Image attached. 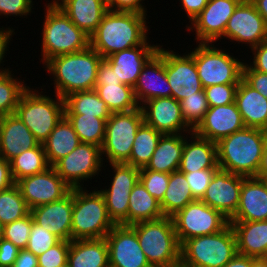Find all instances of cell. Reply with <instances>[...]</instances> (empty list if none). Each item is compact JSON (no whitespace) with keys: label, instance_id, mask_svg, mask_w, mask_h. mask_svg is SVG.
<instances>
[{"label":"cell","instance_id":"10","mask_svg":"<svg viewBox=\"0 0 267 267\" xmlns=\"http://www.w3.org/2000/svg\"><path fill=\"white\" fill-rule=\"evenodd\" d=\"M143 122L141 107L130 112L111 113L101 147L107 163H126L130 159L136 132Z\"/></svg>","mask_w":267,"mask_h":267},{"label":"cell","instance_id":"54","mask_svg":"<svg viewBox=\"0 0 267 267\" xmlns=\"http://www.w3.org/2000/svg\"><path fill=\"white\" fill-rule=\"evenodd\" d=\"M253 62L249 65L258 72L267 73V40L251 49Z\"/></svg>","mask_w":267,"mask_h":267},{"label":"cell","instance_id":"50","mask_svg":"<svg viewBox=\"0 0 267 267\" xmlns=\"http://www.w3.org/2000/svg\"><path fill=\"white\" fill-rule=\"evenodd\" d=\"M242 79L253 89L267 98V73L254 70L246 62L242 68Z\"/></svg>","mask_w":267,"mask_h":267},{"label":"cell","instance_id":"65","mask_svg":"<svg viewBox=\"0 0 267 267\" xmlns=\"http://www.w3.org/2000/svg\"><path fill=\"white\" fill-rule=\"evenodd\" d=\"M59 267H70L68 263H66L65 265L59 266Z\"/></svg>","mask_w":267,"mask_h":267},{"label":"cell","instance_id":"12","mask_svg":"<svg viewBox=\"0 0 267 267\" xmlns=\"http://www.w3.org/2000/svg\"><path fill=\"white\" fill-rule=\"evenodd\" d=\"M113 178L110 187L99 190L104 197L109 218L115 225H128L129 195L139 181L140 169L126 163H110Z\"/></svg>","mask_w":267,"mask_h":267},{"label":"cell","instance_id":"26","mask_svg":"<svg viewBox=\"0 0 267 267\" xmlns=\"http://www.w3.org/2000/svg\"><path fill=\"white\" fill-rule=\"evenodd\" d=\"M39 142L16 114L0 117V156L10 161Z\"/></svg>","mask_w":267,"mask_h":267},{"label":"cell","instance_id":"22","mask_svg":"<svg viewBox=\"0 0 267 267\" xmlns=\"http://www.w3.org/2000/svg\"><path fill=\"white\" fill-rule=\"evenodd\" d=\"M245 128L235 102L228 105L209 107L204 119L193 132L214 143Z\"/></svg>","mask_w":267,"mask_h":267},{"label":"cell","instance_id":"31","mask_svg":"<svg viewBox=\"0 0 267 267\" xmlns=\"http://www.w3.org/2000/svg\"><path fill=\"white\" fill-rule=\"evenodd\" d=\"M67 263L70 267H109L105 237L70 241Z\"/></svg>","mask_w":267,"mask_h":267},{"label":"cell","instance_id":"64","mask_svg":"<svg viewBox=\"0 0 267 267\" xmlns=\"http://www.w3.org/2000/svg\"><path fill=\"white\" fill-rule=\"evenodd\" d=\"M3 229H4V225L0 221V239L3 237Z\"/></svg>","mask_w":267,"mask_h":267},{"label":"cell","instance_id":"5","mask_svg":"<svg viewBox=\"0 0 267 267\" xmlns=\"http://www.w3.org/2000/svg\"><path fill=\"white\" fill-rule=\"evenodd\" d=\"M131 227L136 231L138 242L152 267L180 266V244L172 217L139 222Z\"/></svg>","mask_w":267,"mask_h":267},{"label":"cell","instance_id":"42","mask_svg":"<svg viewBox=\"0 0 267 267\" xmlns=\"http://www.w3.org/2000/svg\"><path fill=\"white\" fill-rule=\"evenodd\" d=\"M13 76L10 70L0 74V117L15 114L20 96L29 87Z\"/></svg>","mask_w":267,"mask_h":267},{"label":"cell","instance_id":"43","mask_svg":"<svg viewBox=\"0 0 267 267\" xmlns=\"http://www.w3.org/2000/svg\"><path fill=\"white\" fill-rule=\"evenodd\" d=\"M182 115L190 129L194 130L204 119L209 109L205 92L202 89L196 95L188 96L180 101Z\"/></svg>","mask_w":267,"mask_h":267},{"label":"cell","instance_id":"36","mask_svg":"<svg viewBox=\"0 0 267 267\" xmlns=\"http://www.w3.org/2000/svg\"><path fill=\"white\" fill-rule=\"evenodd\" d=\"M196 200L190 190L185 174L179 170L170 173L165 195L160 202L164 216H173L178 210Z\"/></svg>","mask_w":267,"mask_h":267},{"label":"cell","instance_id":"25","mask_svg":"<svg viewBox=\"0 0 267 267\" xmlns=\"http://www.w3.org/2000/svg\"><path fill=\"white\" fill-rule=\"evenodd\" d=\"M267 220V183L257 177H245L240 190L239 205L229 221Z\"/></svg>","mask_w":267,"mask_h":267},{"label":"cell","instance_id":"30","mask_svg":"<svg viewBox=\"0 0 267 267\" xmlns=\"http://www.w3.org/2000/svg\"><path fill=\"white\" fill-rule=\"evenodd\" d=\"M235 103L245 127L267 130V98L243 79L237 86Z\"/></svg>","mask_w":267,"mask_h":267},{"label":"cell","instance_id":"57","mask_svg":"<svg viewBox=\"0 0 267 267\" xmlns=\"http://www.w3.org/2000/svg\"><path fill=\"white\" fill-rule=\"evenodd\" d=\"M15 184L10 162L0 156V191H4Z\"/></svg>","mask_w":267,"mask_h":267},{"label":"cell","instance_id":"33","mask_svg":"<svg viewBox=\"0 0 267 267\" xmlns=\"http://www.w3.org/2000/svg\"><path fill=\"white\" fill-rule=\"evenodd\" d=\"M81 143L69 120L63 116L49 137L42 143L48 164L53 166Z\"/></svg>","mask_w":267,"mask_h":267},{"label":"cell","instance_id":"7","mask_svg":"<svg viewBox=\"0 0 267 267\" xmlns=\"http://www.w3.org/2000/svg\"><path fill=\"white\" fill-rule=\"evenodd\" d=\"M88 192L83 187L73 188L71 241L104 238L115 226L100 191Z\"/></svg>","mask_w":267,"mask_h":267},{"label":"cell","instance_id":"29","mask_svg":"<svg viewBox=\"0 0 267 267\" xmlns=\"http://www.w3.org/2000/svg\"><path fill=\"white\" fill-rule=\"evenodd\" d=\"M229 222L235 233L237 254L267 257V220Z\"/></svg>","mask_w":267,"mask_h":267},{"label":"cell","instance_id":"16","mask_svg":"<svg viewBox=\"0 0 267 267\" xmlns=\"http://www.w3.org/2000/svg\"><path fill=\"white\" fill-rule=\"evenodd\" d=\"M109 267H152L138 242L136 231L128 225H115L105 237Z\"/></svg>","mask_w":267,"mask_h":267},{"label":"cell","instance_id":"14","mask_svg":"<svg viewBox=\"0 0 267 267\" xmlns=\"http://www.w3.org/2000/svg\"><path fill=\"white\" fill-rule=\"evenodd\" d=\"M15 184L30 210L39 205L61 200L72 190L53 166L43 172L24 177Z\"/></svg>","mask_w":267,"mask_h":267},{"label":"cell","instance_id":"63","mask_svg":"<svg viewBox=\"0 0 267 267\" xmlns=\"http://www.w3.org/2000/svg\"><path fill=\"white\" fill-rule=\"evenodd\" d=\"M251 267H267V257H251Z\"/></svg>","mask_w":267,"mask_h":267},{"label":"cell","instance_id":"53","mask_svg":"<svg viewBox=\"0 0 267 267\" xmlns=\"http://www.w3.org/2000/svg\"><path fill=\"white\" fill-rule=\"evenodd\" d=\"M19 248L12 242L1 238L0 239V267H12L15 262Z\"/></svg>","mask_w":267,"mask_h":267},{"label":"cell","instance_id":"24","mask_svg":"<svg viewBox=\"0 0 267 267\" xmlns=\"http://www.w3.org/2000/svg\"><path fill=\"white\" fill-rule=\"evenodd\" d=\"M158 48V45H151L146 40L140 46L113 53L104 60L112 67L122 84L134 87L143 66Z\"/></svg>","mask_w":267,"mask_h":267},{"label":"cell","instance_id":"32","mask_svg":"<svg viewBox=\"0 0 267 267\" xmlns=\"http://www.w3.org/2000/svg\"><path fill=\"white\" fill-rule=\"evenodd\" d=\"M183 147L184 134L162 135L150 162L140 170H152L169 174L178 171Z\"/></svg>","mask_w":267,"mask_h":267},{"label":"cell","instance_id":"62","mask_svg":"<svg viewBox=\"0 0 267 267\" xmlns=\"http://www.w3.org/2000/svg\"><path fill=\"white\" fill-rule=\"evenodd\" d=\"M267 24V0H250Z\"/></svg>","mask_w":267,"mask_h":267},{"label":"cell","instance_id":"44","mask_svg":"<svg viewBox=\"0 0 267 267\" xmlns=\"http://www.w3.org/2000/svg\"><path fill=\"white\" fill-rule=\"evenodd\" d=\"M33 221V217L29 213L19 220L4 225L2 238L12 242L19 249H25L28 244Z\"/></svg>","mask_w":267,"mask_h":267},{"label":"cell","instance_id":"4","mask_svg":"<svg viewBox=\"0 0 267 267\" xmlns=\"http://www.w3.org/2000/svg\"><path fill=\"white\" fill-rule=\"evenodd\" d=\"M42 29V61L87 49L90 37L79 29L52 0L45 8Z\"/></svg>","mask_w":267,"mask_h":267},{"label":"cell","instance_id":"51","mask_svg":"<svg viewBox=\"0 0 267 267\" xmlns=\"http://www.w3.org/2000/svg\"><path fill=\"white\" fill-rule=\"evenodd\" d=\"M32 0H0V15L27 16L32 11Z\"/></svg>","mask_w":267,"mask_h":267},{"label":"cell","instance_id":"6","mask_svg":"<svg viewBox=\"0 0 267 267\" xmlns=\"http://www.w3.org/2000/svg\"><path fill=\"white\" fill-rule=\"evenodd\" d=\"M236 254V237L229 224L220 232L185 240L180 246V266L223 267Z\"/></svg>","mask_w":267,"mask_h":267},{"label":"cell","instance_id":"56","mask_svg":"<svg viewBox=\"0 0 267 267\" xmlns=\"http://www.w3.org/2000/svg\"><path fill=\"white\" fill-rule=\"evenodd\" d=\"M181 6L185 10L189 22H192L194 18H196L201 11L205 8L208 3V0H180Z\"/></svg>","mask_w":267,"mask_h":267},{"label":"cell","instance_id":"2","mask_svg":"<svg viewBox=\"0 0 267 267\" xmlns=\"http://www.w3.org/2000/svg\"><path fill=\"white\" fill-rule=\"evenodd\" d=\"M103 57L91 46L79 52L59 55L44 65L54 76L55 94L64 98L77 91L95 89L97 70Z\"/></svg>","mask_w":267,"mask_h":267},{"label":"cell","instance_id":"3","mask_svg":"<svg viewBox=\"0 0 267 267\" xmlns=\"http://www.w3.org/2000/svg\"><path fill=\"white\" fill-rule=\"evenodd\" d=\"M267 142L266 130L245 127L217 142L220 169L244 177H256Z\"/></svg>","mask_w":267,"mask_h":267},{"label":"cell","instance_id":"13","mask_svg":"<svg viewBox=\"0 0 267 267\" xmlns=\"http://www.w3.org/2000/svg\"><path fill=\"white\" fill-rule=\"evenodd\" d=\"M102 157V158H101ZM101 147L80 143L70 154L57 161L53 167L71 187L80 188L82 181L98 176L103 163Z\"/></svg>","mask_w":267,"mask_h":267},{"label":"cell","instance_id":"48","mask_svg":"<svg viewBox=\"0 0 267 267\" xmlns=\"http://www.w3.org/2000/svg\"><path fill=\"white\" fill-rule=\"evenodd\" d=\"M70 241L60 240L38 258V267H59L68 260Z\"/></svg>","mask_w":267,"mask_h":267},{"label":"cell","instance_id":"58","mask_svg":"<svg viewBox=\"0 0 267 267\" xmlns=\"http://www.w3.org/2000/svg\"><path fill=\"white\" fill-rule=\"evenodd\" d=\"M12 267H38V258L26 249H20Z\"/></svg>","mask_w":267,"mask_h":267},{"label":"cell","instance_id":"49","mask_svg":"<svg viewBox=\"0 0 267 267\" xmlns=\"http://www.w3.org/2000/svg\"><path fill=\"white\" fill-rule=\"evenodd\" d=\"M217 170L218 169H203L200 171L197 170L190 173H184L191 193L195 199H202Z\"/></svg>","mask_w":267,"mask_h":267},{"label":"cell","instance_id":"60","mask_svg":"<svg viewBox=\"0 0 267 267\" xmlns=\"http://www.w3.org/2000/svg\"><path fill=\"white\" fill-rule=\"evenodd\" d=\"M223 267H251V257L236 254Z\"/></svg>","mask_w":267,"mask_h":267},{"label":"cell","instance_id":"40","mask_svg":"<svg viewBox=\"0 0 267 267\" xmlns=\"http://www.w3.org/2000/svg\"><path fill=\"white\" fill-rule=\"evenodd\" d=\"M69 120L81 143L102 147L105 139L106 121L109 118H97L84 114H64Z\"/></svg>","mask_w":267,"mask_h":267},{"label":"cell","instance_id":"15","mask_svg":"<svg viewBox=\"0 0 267 267\" xmlns=\"http://www.w3.org/2000/svg\"><path fill=\"white\" fill-rule=\"evenodd\" d=\"M223 38L231 39L249 48L267 40V24L250 0H242L229 18Z\"/></svg>","mask_w":267,"mask_h":267},{"label":"cell","instance_id":"20","mask_svg":"<svg viewBox=\"0 0 267 267\" xmlns=\"http://www.w3.org/2000/svg\"><path fill=\"white\" fill-rule=\"evenodd\" d=\"M244 178L219 168L201 200L230 220L237 211Z\"/></svg>","mask_w":267,"mask_h":267},{"label":"cell","instance_id":"8","mask_svg":"<svg viewBox=\"0 0 267 267\" xmlns=\"http://www.w3.org/2000/svg\"><path fill=\"white\" fill-rule=\"evenodd\" d=\"M32 89L28 87L22 93L15 114L42 144L64 116V99L57 94L53 99Z\"/></svg>","mask_w":267,"mask_h":267},{"label":"cell","instance_id":"28","mask_svg":"<svg viewBox=\"0 0 267 267\" xmlns=\"http://www.w3.org/2000/svg\"><path fill=\"white\" fill-rule=\"evenodd\" d=\"M69 19L89 37L108 11L107 0H53Z\"/></svg>","mask_w":267,"mask_h":267},{"label":"cell","instance_id":"37","mask_svg":"<svg viewBox=\"0 0 267 267\" xmlns=\"http://www.w3.org/2000/svg\"><path fill=\"white\" fill-rule=\"evenodd\" d=\"M162 135L153 127L143 122L136 132L130 159L126 164L139 169L146 167Z\"/></svg>","mask_w":267,"mask_h":267},{"label":"cell","instance_id":"52","mask_svg":"<svg viewBox=\"0 0 267 267\" xmlns=\"http://www.w3.org/2000/svg\"><path fill=\"white\" fill-rule=\"evenodd\" d=\"M144 0H107V8L110 11L137 12L146 14L147 9L142 5Z\"/></svg>","mask_w":267,"mask_h":267},{"label":"cell","instance_id":"39","mask_svg":"<svg viewBox=\"0 0 267 267\" xmlns=\"http://www.w3.org/2000/svg\"><path fill=\"white\" fill-rule=\"evenodd\" d=\"M9 162L15 183L24 177L43 172L50 167L41 143L30 150H23Z\"/></svg>","mask_w":267,"mask_h":267},{"label":"cell","instance_id":"35","mask_svg":"<svg viewBox=\"0 0 267 267\" xmlns=\"http://www.w3.org/2000/svg\"><path fill=\"white\" fill-rule=\"evenodd\" d=\"M64 99V114L109 118L111 111L95 90L70 93Z\"/></svg>","mask_w":267,"mask_h":267},{"label":"cell","instance_id":"1","mask_svg":"<svg viewBox=\"0 0 267 267\" xmlns=\"http://www.w3.org/2000/svg\"><path fill=\"white\" fill-rule=\"evenodd\" d=\"M146 16L108 10L90 36V46L105 59L113 53L142 45L148 40Z\"/></svg>","mask_w":267,"mask_h":267},{"label":"cell","instance_id":"41","mask_svg":"<svg viewBox=\"0 0 267 267\" xmlns=\"http://www.w3.org/2000/svg\"><path fill=\"white\" fill-rule=\"evenodd\" d=\"M30 213L16 184L0 191V221L3 225L19 220Z\"/></svg>","mask_w":267,"mask_h":267},{"label":"cell","instance_id":"47","mask_svg":"<svg viewBox=\"0 0 267 267\" xmlns=\"http://www.w3.org/2000/svg\"><path fill=\"white\" fill-rule=\"evenodd\" d=\"M237 86L238 84H218L203 88L209 107L235 102Z\"/></svg>","mask_w":267,"mask_h":267},{"label":"cell","instance_id":"34","mask_svg":"<svg viewBox=\"0 0 267 267\" xmlns=\"http://www.w3.org/2000/svg\"><path fill=\"white\" fill-rule=\"evenodd\" d=\"M164 217L160 202L154 198L139 180L129 195L128 226Z\"/></svg>","mask_w":267,"mask_h":267},{"label":"cell","instance_id":"9","mask_svg":"<svg viewBox=\"0 0 267 267\" xmlns=\"http://www.w3.org/2000/svg\"><path fill=\"white\" fill-rule=\"evenodd\" d=\"M198 44L189 54L194 58L203 88L218 84H239L244 62L214 47L212 43Z\"/></svg>","mask_w":267,"mask_h":267},{"label":"cell","instance_id":"61","mask_svg":"<svg viewBox=\"0 0 267 267\" xmlns=\"http://www.w3.org/2000/svg\"><path fill=\"white\" fill-rule=\"evenodd\" d=\"M256 177L261 179H265L267 177V142L264 147L263 155L261 157V162Z\"/></svg>","mask_w":267,"mask_h":267},{"label":"cell","instance_id":"19","mask_svg":"<svg viewBox=\"0 0 267 267\" xmlns=\"http://www.w3.org/2000/svg\"><path fill=\"white\" fill-rule=\"evenodd\" d=\"M140 107L144 122L163 135L182 134L184 131L189 134L193 132L184 120L180 101L173 97L149 99Z\"/></svg>","mask_w":267,"mask_h":267},{"label":"cell","instance_id":"23","mask_svg":"<svg viewBox=\"0 0 267 267\" xmlns=\"http://www.w3.org/2000/svg\"><path fill=\"white\" fill-rule=\"evenodd\" d=\"M30 213L36 224L60 240L71 241L73 188L63 199L34 207Z\"/></svg>","mask_w":267,"mask_h":267},{"label":"cell","instance_id":"11","mask_svg":"<svg viewBox=\"0 0 267 267\" xmlns=\"http://www.w3.org/2000/svg\"><path fill=\"white\" fill-rule=\"evenodd\" d=\"M171 217L180 245L187 239L220 232L230 224L222 213L198 199Z\"/></svg>","mask_w":267,"mask_h":267},{"label":"cell","instance_id":"45","mask_svg":"<svg viewBox=\"0 0 267 267\" xmlns=\"http://www.w3.org/2000/svg\"><path fill=\"white\" fill-rule=\"evenodd\" d=\"M59 241L60 239L57 236L33 221L28 244L25 249L38 257L57 244Z\"/></svg>","mask_w":267,"mask_h":267},{"label":"cell","instance_id":"21","mask_svg":"<svg viewBox=\"0 0 267 267\" xmlns=\"http://www.w3.org/2000/svg\"><path fill=\"white\" fill-rule=\"evenodd\" d=\"M133 89L139 106L149 99L171 97L165 72V48L159 45L158 51L143 66Z\"/></svg>","mask_w":267,"mask_h":267},{"label":"cell","instance_id":"46","mask_svg":"<svg viewBox=\"0 0 267 267\" xmlns=\"http://www.w3.org/2000/svg\"><path fill=\"white\" fill-rule=\"evenodd\" d=\"M169 173L140 170L139 180L146 190L159 202L162 201L169 182Z\"/></svg>","mask_w":267,"mask_h":267},{"label":"cell","instance_id":"59","mask_svg":"<svg viewBox=\"0 0 267 267\" xmlns=\"http://www.w3.org/2000/svg\"><path fill=\"white\" fill-rule=\"evenodd\" d=\"M0 28V66L1 63H3V58L5 56V53L7 51V47H9V42L11 41V36L12 34H15L14 29H10V28ZM14 32V33H13ZM10 40V41H9ZM9 71L8 69H4L3 67L0 68V74L5 73Z\"/></svg>","mask_w":267,"mask_h":267},{"label":"cell","instance_id":"55","mask_svg":"<svg viewBox=\"0 0 267 267\" xmlns=\"http://www.w3.org/2000/svg\"><path fill=\"white\" fill-rule=\"evenodd\" d=\"M121 84L112 67L104 60L100 62L97 70L95 85Z\"/></svg>","mask_w":267,"mask_h":267},{"label":"cell","instance_id":"18","mask_svg":"<svg viewBox=\"0 0 267 267\" xmlns=\"http://www.w3.org/2000/svg\"><path fill=\"white\" fill-rule=\"evenodd\" d=\"M165 72L171 86V97L177 101L196 95L203 89L194 58L165 50Z\"/></svg>","mask_w":267,"mask_h":267},{"label":"cell","instance_id":"17","mask_svg":"<svg viewBox=\"0 0 267 267\" xmlns=\"http://www.w3.org/2000/svg\"><path fill=\"white\" fill-rule=\"evenodd\" d=\"M242 0H208L201 13L187 29H195L198 43H214L223 37L229 18Z\"/></svg>","mask_w":267,"mask_h":267},{"label":"cell","instance_id":"38","mask_svg":"<svg viewBox=\"0 0 267 267\" xmlns=\"http://www.w3.org/2000/svg\"><path fill=\"white\" fill-rule=\"evenodd\" d=\"M111 113L130 112L139 108L134 89L125 84L95 85L94 89Z\"/></svg>","mask_w":267,"mask_h":267},{"label":"cell","instance_id":"27","mask_svg":"<svg viewBox=\"0 0 267 267\" xmlns=\"http://www.w3.org/2000/svg\"><path fill=\"white\" fill-rule=\"evenodd\" d=\"M188 140L184 136V147L182 151L179 171L190 173L203 169H219L217 143L197 136L194 132L189 134ZM192 139V141H190Z\"/></svg>","mask_w":267,"mask_h":267}]
</instances>
